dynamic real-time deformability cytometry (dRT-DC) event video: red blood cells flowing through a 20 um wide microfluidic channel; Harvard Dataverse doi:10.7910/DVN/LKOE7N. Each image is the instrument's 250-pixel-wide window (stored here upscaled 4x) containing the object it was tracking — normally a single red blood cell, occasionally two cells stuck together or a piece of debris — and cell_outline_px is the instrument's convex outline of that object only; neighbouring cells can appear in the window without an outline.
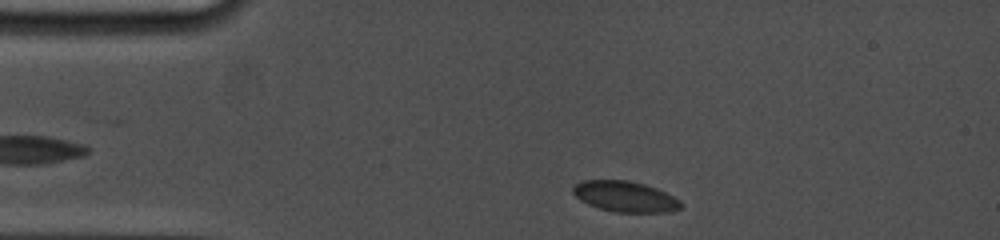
{"species": "common noctule bat (a hibernating species)", "species_latin": "Nyctalus noctula", "temperature_condition": "cold", "stored_images_in_passage": 35, "camera_frame_rate_fps": 5000, "um_per_image_px": 0.085, "animal": {"sex": "female", "body_mass_g": 19.0, "forearm_length_mm": 53.3}, "frame": {"image": 1, "passage_image": 3, "time_ms": 0.6, "image_size_px": [1000, 240], "cell_outline_px": [[684, 204], [680, 208], [668, 212], [616, 212], [600, 208], [588, 204], [580, 200], [572, 192], [572, 188], [580, 180], [628, 180], [644, 184], [656, 188], [680, 200]], "centroid_in_image_um": [53.12, 16.7], "position_along_channel_um": 31.9, "area_um2": 19.25}}
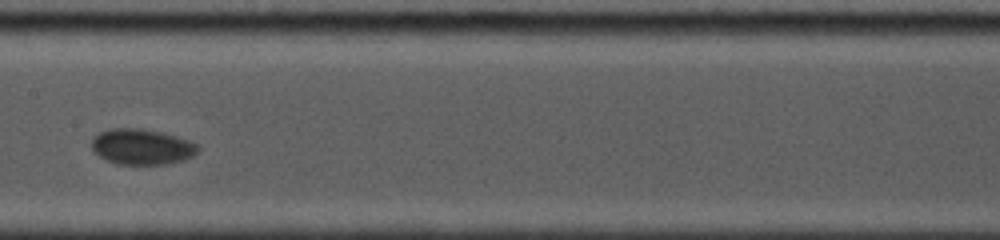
{"frame": {"image": 2, "passage_image": 16, "time_ms": 6.4, "image_size_px": [1000, 240], "cell_outline_px": [[200, 148], [192, 156], [184, 160], [164, 164], [120, 164], [108, 160], [100, 156], [92, 148], [92, 136], [100, 132], [112, 128], [140, 128], [164, 132], [188, 140], [196, 144]], "centroid_in_image_um": [12.06, 12.46], "position_along_channel_um": 195.3, "area_um2": 21.96}}
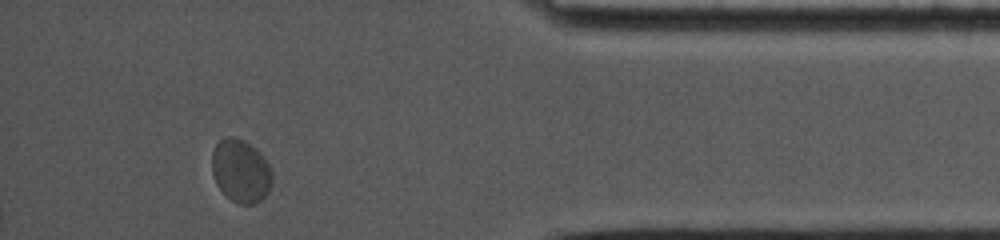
{"frame": {"image": 3, "passage_image": 31, "time_ms": 13.2, "image_size_px": [1000, 240], "cell_outline_px": [[272, 184], [268, 192], [260, 200], [252, 204], [236, 204], [216, 184], [212, 172], [212, 152], [216, 144], [224, 136], [232, 136], [244, 140], [256, 148], [260, 152], [268, 164], [272, 172]], "centroid_in_image_um": [20.46, 14.51], "position_along_channel_um": 414.7, "area_um2": 22.2}, "authors_computed_cell_mechanics": {"area_um2": 20.6346, "velocity_mm_per_s": 3.5434, "shape_relaxation_time_tau1_ms": 2.5073, "shape_relaxation_time_tau2_ms": null, "deformation_change_tau1": 0.0737, "deformation_change_tau2": null}}